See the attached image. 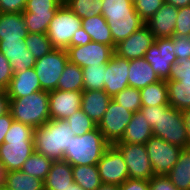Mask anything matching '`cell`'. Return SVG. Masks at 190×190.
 Masks as SVG:
<instances>
[{"instance_id":"6da1fadb","label":"cell","mask_w":190,"mask_h":190,"mask_svg":"<svg viewBox=\"0 0 190 190\" xmlns=\"http://www.w3.org/2000/svg\"><path fill=\"white\" fill-rule=\"evenodd\" d=\"M74 136L65 119L49 120L34 129L35 151L53 161H61Z\"/></svg>"},{"instance_id":"7a4b0ae2","label":"cell","mask_w":190,"mask_h":190,"mask_svg":"<svg viewBox=\"0 0 190 190\" xmlns=\"http://www.w3.org/2000/svg\"><path fill=\"white\" fill-rule=\"evenodd\" d=\"M110 145L102 132L96 127L82 136L72 137L69 147L65 150L63 160L69 162L72 166L95 165Z\"/></svg>"},{"instance_id":"3957f363","label":"cell","mask_w":190,"mask_h":190,"mask_svg":"<svg viewBox=\"0 0 190 190\" xmlns=\"http://www.w3.org/2000/svg\"><path fill=\"white\" fill-rule=\"evenodd\" d=\"M9 111L14 121L38 128L50 120L49 92L39 90L21 98H9Z\"/></svg>"},{"instance_id":"277c9868","label":"cell","mask_w":190,"mask_h":190,"mask_svg":"<svg viewBox=\"0 0 190 190\" xmlns=\"http://www.w3.org/2000/svg\"><path fill=\"white\" fill-rule=\"evenodd\" d=\"M153 135L180 148H188V135L182 111L170 105L158 106L157 123Z\"/></svg>"},{"instance_id":"5b68a950","label":"cell","mask_w":190,"mask_h":190,"mask_svg":"<svg viewBox=\"0 0 190 190\" xmlns=\"http://www.w3.org/2000/svg\"><path fill=\"white\" fill-rule=\"evenodd\" d=\"M81 25L82 19L63 3L49 24L47 36L54 48L67 50L70 47L73 34Z\"/></svg>"},{"instance_id":"8992f818","label":"cell","mask_w":190,"mask_h":190,"mask_svg":"<svg viewBox=\"0 0 190 190\" xmlns=\"http://www.w3.org/2000/svg\"><path fill=\"white\" fill-rule=\"evenodd\" d=\"M68 62L67 50L57 48L36 59L34 69L42 90L49 92L57 89L58 80Z\"/></svg>"},{"instance_id":"52a82bcc","label":"cell","mask_w":190,"mask_h":190,"mask_svg":"<svg viewBox=\"0 0 190 190\" xmlns=\"http://www.w3.org/2000/svg\"><path fill=\"white\" fill-rule=\"evenodd\" d=\"M62 0H27L22 12L28 33L47 34L49 24Z\"/></svg>"},{"instance_id":"ba28073f","label":"cell","mask_w":190,"mask_h":190,"mask_svg":"<svg viewBox=\"0 0 190 190\" xmlns=\"http://www.w3.org/2000/svg\"><path fill=\"white\" fill-rule=\"evenodd\" d=\"M154 175H167L178 161L182 148L152 136L145 143Z\"/></svg>"},{"instance_id":"9c48e42d","label":"cell","mask_w":190,"mask_h":190,"mask_svg":"<svg viewBox=\"0 0 190 190\" xmlns=\"http://www.w3.org/2000/svg\"><path fill=\"white\" fill-rule=\"evenodd\" d=\"M133 112L117 104L111 99L102 120L97 125L104 138L114 145L120 141L125 133Z\"/></svg>"},{"instance_id":"30bf717a","label":"cell","mask_w":190,"mask_h":190,"mask_svg":"<svg viewBox=\"0 0 190 190\" xmlns=\"http://www.w3.org/2000/svg\"><path fill=\"white\" fill-rule=\"evenodd\" d=\"M172 37L155 38L153 44L146 50L144 59L149 62L160 80L167 81L171 67L177 62Z\"/></svg>"},{"instance_id":"8fae6325","label":"cell","mask_w":190,"mask_h":190,"mask_svg":"<svg viewBox=\"0 0 190 190\" xmlns=\"http://www.w3.org/2000/svg\"><path fill=\"white\" fill-rule=\"evenodd\" d=\"M114 145L122 153L128 167L129 178L149 181L154 176L145 144L117 142Z\"/></svg>"},{"instance_id":"7c38bea8","label":"cell","mask_w":190,"mask_h":190,"mask_svg":"<svg viewBox=\"0 0 190 190\" xmlns=\"http://www.w3.org/2000/svg\"><path fill=\"white\" fill-rule=\"evenodd\" d=\"M101 183L121 185L129 178L128 167L121 151L110 145L97 163Z\"/></svg>"},{"instance_id":"4fadbf2b","label":"cell","mask_w":190,"mask_h":190,"mask_svg":"<svg viewBox=\"0 0 190 190\" xmlns=\"http://www.w3.org/2000/svg\"><path fill=\"white\" fill-rule=\"evenodd\" d=\"M67 53L70 63L84 68L89 65L107 64L114 49L109 45L91 41L83 46H70Z\"/></svg>"},{"instance_id":"5bb4252c","label":"cell","mask_w":190,"mask_h":190,"mask_svg":"<svg viewBox=\"0 0 190 190\" xmlns=\"http://www.w3.org/2000/svg\"><path fill=\"white\" fill-rule=\"evenodd\" d=\"M154 39L155 37L150 29L143 25L127 39L118 42L114 53L128 60L144 58L146 50L153 44Z\"/></svg>"},{"instance_id":"9a60e30c","label":"cell","mask_w":190,"mask_h":190,"mask_svg":"<svg viewBox=\"0 0 190 190\" xmlns=\"http://www.w3.org/2000/svg\"><path fill=\"white\" fill-rule=\"evenodd\" d=\"M83 91H49L50 120L67 119L81 108Z\"/></svg>"},{"instance_id":"2e32d148","label":"cell","mask_w":190,"mask_h":190,"mask_svg":"<svg viewBox=\"0 0 190 190\" xmlns=\"http://www.w3.org/2000/svg\"><path fill=\"white\" fill-rule=\"evenodd\" d=\"M34 151V141H3L0 146V164L5 172L20 170Z\"/></svg>"},{"instance_id":"e0dca14e","label":"cell","mask_w":190,"mask_h":190,"mask_svg":"<svg viewBox=\"0 0 190 190\" xmlns=\"http://www.w3.org/2000/svg\"><path fill=\"white\" fill-rule=\"evenodd\" d=\"M129 61L113 53L110 61L106 64L104 91L111 98L129 86Z\"/></svg>"},{"instance_id":"ac0fdd59","label":"cell","mask_w":190,"mask_h":190,"mask_svg":"<svg viewBox=\"0 0 190 190\" xmlns=\"http://www.w3.org/2000/svg\"><path fill=\"white\" fill-rule=\"evenodd\" d=\"M0 51L9 60L13 73L34 67L36 59L27 49L24 40H0Z\"/></svg>"},{"instance_id":"d6986e66","label":"cell","mask_w":190,"mask_h":190,"mask_svg":"<svg viewBox=\"0 0 190 190\" xmlns=\"http://www.w3.org/2000/svg\"><path fill=\"white\" fill-rule=\"evenodd\" d=\"M178 8L164 3L162 7L145 22L155 38L173 37Z\"/></svg>"},{"instance_id":"ffe728a7","label":"cell","mask_w":190,"mask_h":190,"mask_svg":"<svg viewBox=\"0 0 190 190\" xmlns=\"http://www.w3.org/2000/svg\"><path fill=\"white\" fill-rule=\"evenodd\" d=\"M42 90L34 67L14 73L6 90L8 98H21Z\"/></svg>"},{"instance_id":"44dd1931","label":"cell","mask_w":190,"mask_h":190,"mask_svg":"<svg viewBox=\"0 0 190 190\" xmlns=\"http://www.w3.org/2000/svg\"><path fill=\"white\" fill-rule=\"evenodd\" d=\"M110 28L115 44L127 39L132 33L139 30L145 22L137 13L120 16H104Z\"/></svg>"},{"instance_id":"7402d4cb","label":"cell","mask_w":190,"mask_h":190,"mask_svg":"<svg viewBox=\"0 0 190 190\" xmlns=\"http://www.w3.org/2000/svg\"><path fill=\"white\" fill-rule=\"evenodd\" d=\"M111 99L104 90H83L81 109L98 125Z\"/></svg>"},{"instance_id":"603a6c76","label":"cell","mask_w":190,"mask_h":190,"mask_svg":"<svg viewBox=\"0 0 190 190\" xmlns=\"http://www.w3.org/2000/svg\"><path fill=\"white\" fill-rule=\"evenodd\" d=\"M128 71L129 87L142 89L149 84L160 81L156 72L144 58L130 60Z\"/></svg>"},{"instance_id":"cb8c5ba5","label":"cell","mask_w":190,"mask_h":190,"mask_svg":"<svg viewBox=\"0 0 190 190\" xmlns=\"http://www.w3.org/2000/svg\"><path fill=\"white\" fill-rule=\"evenodd\" d=\"M27 35L22 13H0V40L19 41Z\"/></svg>"},{"instance_id":"d4e9b609","label":"cell","mask_w":190,"mask_h":190,"mask_svg":"<svg viewBox=\"0 0 190 190\" xmlns=\"http://www.w3.org/2000/svg\"><path fill=\"white\" fill-rule=\"evenodd\" d=\"M152 136V127L144 118V114L141 111H137L133 114L129 124L126 126L122 139L118 142L145 144Z\"/></svg>"},{"instance_id":"484cf974","label":"cell","mask_w":190,"mask_h":190,"mask_svg":"<svg viewBox=\"0 0 190 190\" xmlns=\"http://www.w3.org/2000/svg\"><path fill=\"white\" fill-rule=\"evenodd\" d=\"M73 182L72 165L64 160L53 161L44 181V190H66Z\"/></svg>"},{"instance_id":"4316f807","label":"cell","mask_w":190,"mask_h":190,"mask_svg":"<svg viewBox=\"0 0 190 190\" xmlns=\"http://www.w3.org/2000/svg\"><path fill=\"white\" fill-rule=\"evenodd\" d=\"M82 28L90 35L92 42L103 43L115 49L116 44L108 26V23L102 14L82 18Z\"/></svg>"},{"instance_id":"83f0119b","label":"cell","mask_w":190,"mask_h":190,"mask_svg":"<svg viewBox=\"0 0 190 190\" xmlns=\"http://www.w3.org/2000/svg\"><path fill=\"white\" fill-rule=\"evenodd\" d=\"M166 176L178 190H190V147L182 148L178 161Z\"/></svg>"},{"instance_id":"f1b7e54d","label":"cell","mask_w":190,"mask_h":190,"mask_svg":"<svg viewBox=\"0 0 190 190\" xmlns=\"http://www.w3.org/2000/svg\"><path fill=\"white\" fill-rule=\"evenodd\" d=\"M4 185L13 190H44V181L21 170L6 172Z\"/></svg>"},{"instance_id":"f546056e","label":"cell","mask_w":190,"mask_h":190,"mask_svg":"<svg viewBox=\"0 0 190 190\" xmlns=\"http://www.w3.org/2000/svg\"><path fill=\"white\" fill-rule=\"evenodd\" d=\"M72 176L83 190H97L102 184L97 164L72 166Z\"/></svg>"},{"instance_id":"4dcf8cb0","label":"cell","mask_w":190,"mask_h":190,"mask_svg":"<svg viewBox=\"0 0 190 190\" xmlns=\"http://www.w3.org/2000/svg\"><path fill=\"white\" fill-rule=\"evenodd\" d=\"M142 106L169 105L168 87L165 80L149 84L140 89Z\"/></svg>"},{"instance_id":"1f68e13d","label":"cell","mask_w":190,"mask_h":190,"mask_svg":"<svg viewBox=\"0 0 190 190\" xmlns=\"http://www.w3.org/2000/svg\"><path fill=\"white\" fill-rule=\"evenodd\" d=\"M169 105L184 111L190 108V84L167 80Z\"/></svg>"},{"instance_id":"d6a6232c","label":"cell","mask_w":190,"mask_h":190,"mask_svg":"<svg viewBox=\"0 0 190 190\" xmlns=\"http://www.w3.org/2000/svg\"><path fill=\"white\" fill-rule=\"evenodd\" d=\"M57 89L62 91H83V71L78 65L68 62L57 83Z\"/></svg>"},{"instance_id":"836d02e7","label":"cell","mask_w":190,"mask_h":190,"mask_svg":"<svg viewBox=\"0 0 190 190\" xmlns=\"http://www.w3.org/2000/svg\"><path fill=\"white\" fill-rule=\"evenodd\" d=\"M52 163L53 160L34 151L23 163L20 170L33 177L39 178L42 181H45L47 174L51 169Z\"/></svg>"},{"instance_id":"e575fe53","label":"cell","mask_w":190,"mask_h":190,"mask_svg":"<svg viewBox=\"0 0 190 190\" xmlns=\"http://www.w3.org/2000/svg\"><path fill=\"white\" fill-rule=\"evenodd\" d=\"M106 64L82 68L84 90H104Z\"/></svg>"},{"instance_id":"d590c367","label":"cell","mask_w":190,"mask_h":190,"mask_svg":"<svg viewBox=\"0 0 190 190\" xmlns=\"http://www.w3.org/2000/svg\"><path fill=\"white\" fill-rule=\"evenodd\" d=\"M24 42L35 59L41 58L55 49L47 34L28 33Z\"/></svg>"},{"instance_id":"8d00e7d4","label":"cell","mask_w":190,"mask_h":190,"mask_svg":"<svg viewBox=\"0 0 190 190\" xmlns=\"http://www.w3.org/2000/svg\"><path fill=\"white\" fill-rule=\"evenodd\" d=\"M64 3L81 19L102 13V0H66Z\"/></svg>"},{"instance_id":"74e56055","label":"cell","mask_w":190,"mask_h":190,"mask_svg":"<svg viewBox=\"0 0 190 190\" xmlns=\"http://www.w3.org/2000/svg\"><path fill=\"white\" fill-rule=\"evenodd\" d=\"M112 100L133 113L140 111L142 107L140 89L134 87H126L117 93Z\"/></svg>"},{"instance_id":"f35d334b","label":"cell","mask_w":190,"mask_h":190,"mask_svg":"<svg viewBox=\"0 0 190 190\" xmlns=\"http://www.w3.org/2000/svg\"><path fill=\"white\" fill-rule=\"evenodd\" d=\"M65 120L70 125L71 131L75 136H82L84 133L90 132L97 127V124L81 108Z\"/></svg>"},{"instance_id":"ab89813d","label":"cell","mask_w":190,"mask_h":190,"mask_svg":"<svg viewBox=\"0 0 190 190\" xmlns=\"http://www.w3.org/2000/svg\"><path fill=\"white\" fill-rule=\"evenodd\" d=\"M137 13L131 0H102L103 16H120Z\"/></svg>"},{"instance_id":"60d3db41","label":"cell","mask_w":190,"mask_h":190,"mask_svg":"<svg viewBox=\"0 0 190 190\" xmlns=\"http://www.w3.org/2000/svg\"><path fill=\"white\" fill-rule=\"evenodd\" d=\"M4 141H34V128L27 124L13 121L6 132Z\"/></svg>"},{"instance_id":"b9f144b4","label":"cell","mask_w":190,"mask_h":190,"mask_svg":"<svg viewBox=\"0 0 190 190\" xmlns=\"http://www.w3.org/2000/svg\"><path fill=\"white\" fill-rule=\"evenodd\" d=\"M134 8L140 18L146 22L165 3L164 0H135Z\"/></svg>"},{"instance_id":"7bdbcfd3","label":"cell","mask_w":190,"mask_h":190,"mask_svg":"<svg viewBox=\"0 0 190 190\" xmlns=\"http://www.w3.org/2000/svg\"><path fill=\"white\" fill-rule=\"evenodd\" d=\"M168 80L179 81L180 83L190 84V58L178 59L171 67Z\"/></svg>"},{"instance_id":"ee69618b","label":"cell","mask_w":190,"mask_h":190,"mask_svg":"<svg viewBox=\"0 0 190 190\" xmlns=\"http://www.w3.org/2000/svg\"><path fill=\"white\" fill-rule=\"evenodd\" d=\"M174 35H190V5L178 8Z\"/></svg>"},{"instance_id":"f6af8a7d","label":"cell","mask_w":190,"mask_h":190,"mask_svg":"<svg viewBox=\"0 0 190 190\" xmlns=\"http://www.w3.org/2000/svg\"><path fill=\"white\" fill-rule=\"evenodd\" d=\"M173 49H175L176 59L190 58V35H174Z\"/></svg>"},{"instance_id":"bcb514c9","label":"cell","mask_w":190,"mask_h":190,"mask_svg":"<svg viewBox=\"0 0 190 190\" xmlns=\"http://www.w3.org/2000/svg\"><path fill=\"white\" fill-rule=\"evenodd\" d=\"M13 75L9 60L0 51V89L7 90Z\"/></svg>"},{"instance_id":"7dc6e473","label":"cell","mask_w":190,"mask_h":190,"mask_svg":"<svg viewBox=\"0 0 190 190\" xmlns=\"http://www.w3.org/2000/svg\"><path fill=\"white\" fill-rule=\"evenodd\" d=\"M27 0H0V13H22Z\"/></svg>"},{"instance_id":"c3c4849f","label":"cell","mask_w":190,"mask_h":190,"mask_svg":"<svg viewBox=\"0 0 190 190\" xmlns=\"http://www.w3.org/2000/svg\"><path fill=\"white\" fill-rule=\"evenodd\" d=\"M150 190H178L166 175H154L149 180Z\"/></svg>"},{"instance_id":"681fc988","label":"cell","mask_w":190,"mask_h":190,"mask_svg":"<svg viewBox=\"0 0 190 190\" xmlns=\"http://www.w3.org/2000/svg\"><path fill=\"white\" fill-rule=\"evenodd\" d=\"M119 190H150L149 181L128 178L119 185Z\"/></svg>"},{"instance_id":"f907efd6","label":"cell","mask_w":190,"mask_h":190,"mask_svg":"<svg viewBox=\"0 0 190 190\" xmlns=\"http://www.w3.org/2000/svg\"><path fill=\"white\" fill-rule=\"evenodd\" d=\"M91 42L90 35L82 28L76 30L70 42V46H83Z\"/></svg>"},{"instance_id":"816d5d0a","label":"cell","mask_w":190,"mask_h":190,"mask_svg":"<svg viewBox=\"0 0 190 190\" xmlns=\"http://www.w3.org/2000/svg\"><path fill=\"white\" fill-rule=\"evenodd\" d=\"M14 121L10 111L0 116V146L3 144L6 132L9 130Z\"/></svg>"},{"instance_id":"f5cc1de1","label":"cell","mask_w":190,"mask_h":190,"mask_svg":"<svg viewBox=\"0 0 190 190\" xmlns=\"http://www.w3.org/2000/svg\"><path fill=\"white\" fill-rule=\"evenodd\" d=\"M140 111L144 114V118L148 121L149 125L153 128L157 123L158 106H142Z\"/></svg>"},{"instance_id":"db71d44e","label":"cell","mask_w":190,"mask_h":190,"mask_svg":"<svg viewBox=\"0 0 190 190\" xmlns=\"http://www.w3.org/2000/svg\"><path fill=\"white\" fill-rule=\"evenodd\" d=\"M9 111V98L6 91L0 89V116Z\"/></svg>"},{"instance_id":"11a10c76","label":"cell","mask_w":190,"mask_h":190,"mask_svg":"<svg viewBox=\"0 0 190 190\" xmlns=\"http://www.w3.org/2000/svg\"><path fill=\"white\" fill-rule=\"evenodd\" d=\"M184 123L187 129L188 145L190 147V108L182 111Z\"/></svg>"},{"instance_id":"9f6ffc18","label":"cell","mask_w":190,"mask_h":190,"mask_svg":"<svg viewBox=\"0 0 190 190\" xmlns=\"http://www.w3.org/2000/svg\"><path fill=\"white\" fill-rule=\"evenodd\" d=\"M168 5H172L176 8H181L190 5V0H164Z\"/></svg>"},{"instance_id":"6f0895ef","label":"cell","mask_w":190,"mask_h":190,"mask_svg":"<svg viewBox=\"0 0 190 190\" xmlns=\"http://www.w3.org/2000/svg\"><path fill=\"white\" fill-rule=\"evenodd\" d=\"M97 190H119V186L113 185V184L102 183L101 186Z\"/></svg>"},{"instance_id":"680465c9","label":"cell","mask_w":190,"mask_h":190,"mask_svg":"<svg viewBox=\"0 0 190 190\" xmlns=\"http://www.w3.org/2000/svg\"><path fill=\"white\" fill-rule=\"evenodd\" d=\"M5 173H6L5 170L0 164V187L5 184Z\"/></svg>"},{"instance_id":"91938a15","label":"cell","mask_w":190,"mask_h":190,"mask_svg":"<svg viewBox=\"0 0 190 190\" xmlns=\"http://www.w3.org/2000/svg\"><path fill=\"white\" fill-rule=\"evenodd\" d=\"M66 190H83L81 186L73 182Z\"/></svg>"},{"instance_id":"94428289","label":"cell","mask_w":190,"mask_h":190,"mask_svg":"<svg viewBox=\"0 0 190 190\" xmlns=\"http://www.w3.org/2000/svg\"><path fill=\"white\" fill-rule=\"evenodd\" d=\"M0 190H13V189H10V188H8L7 186L2 185V186L0 187Z\"/></svg>"}]
</instances>
